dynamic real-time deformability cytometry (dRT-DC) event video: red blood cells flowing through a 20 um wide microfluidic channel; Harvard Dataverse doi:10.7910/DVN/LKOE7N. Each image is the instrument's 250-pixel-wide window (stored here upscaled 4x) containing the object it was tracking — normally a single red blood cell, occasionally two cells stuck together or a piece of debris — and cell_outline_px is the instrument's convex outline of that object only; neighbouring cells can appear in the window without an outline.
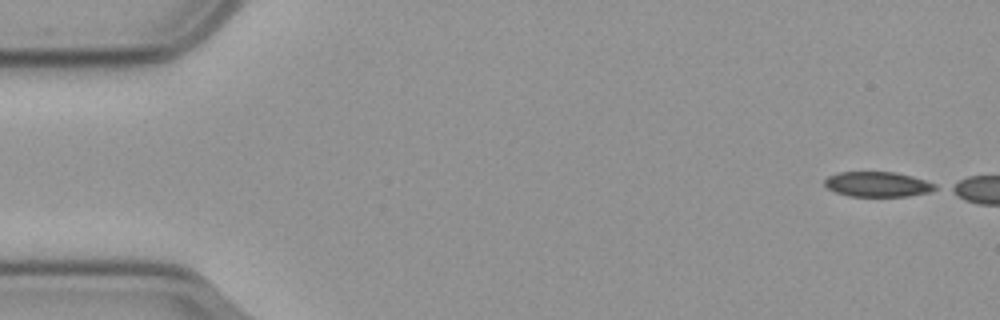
{"species": "common noctule bat (a hibernating species)", "species_latin": "Nyctalus noctula", "temperature_condition": "cold", "stored_images_in_passage": 4, "camera_frame_rate_fps": 3000, "um_per_image_px": 0.085, "animal": {"sex": "male", "body_mass_g": 23.1, "forearm_length_mm": 52.7}, "frame": {"image": 1, "passage_image": 1, "time_ms": 0.0, "image_size_px": [1000, 320], "cell_outline_px": [[940, 188], [932, 192], [908, 196], [848, 196], [836, 192], [828, 188], [824, 184], [824, 180], [828, 176], [840, 172], [896, 172], [912, 176], [936, 184]], "centroid_in_image_um": [74.64, 15.67], "position_along_channel_um": 10.4, "area_um2": 16.24}}